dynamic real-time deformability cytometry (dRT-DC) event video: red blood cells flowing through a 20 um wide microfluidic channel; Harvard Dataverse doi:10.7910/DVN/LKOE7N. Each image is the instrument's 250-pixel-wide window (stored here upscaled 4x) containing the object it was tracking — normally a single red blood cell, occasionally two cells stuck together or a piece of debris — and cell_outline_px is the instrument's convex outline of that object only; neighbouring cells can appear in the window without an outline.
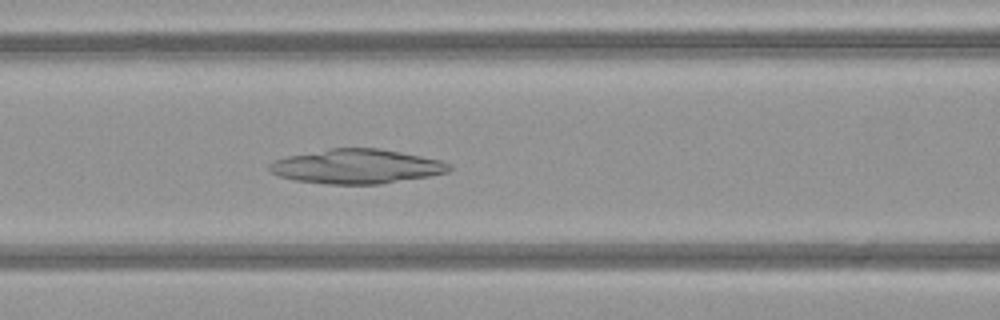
{"species": "common noctule bat (a hibernating species)", "species_latin": "Nyctalus noctula", "temperature_condition": "warm", "stored_images_in_passage": 46, "camera_frame_rate_fps": 3000, "um_per_image_px": 0.085, "animal": {"sex": "female", "body_mass_g": 21.9}, "frame": {"image": 1, "passage_image": 17, "time_ms": 5.333, "image_size_px": [1000, 320], "cell_outline_px": [[452, 168], [448, 172], [428, 176], [380, 184], [328, 184], [296, 180], [280, 176], [272, 172], [268, 168], [268, 164], [272, 160], [288, 156], [332, 148], [380, 148], [440, 160], [452, 164]], "centroid_in_image_um": [30.31, 14.14], "position_along_channel_um": 136.3, "area_um2": 35.84}}
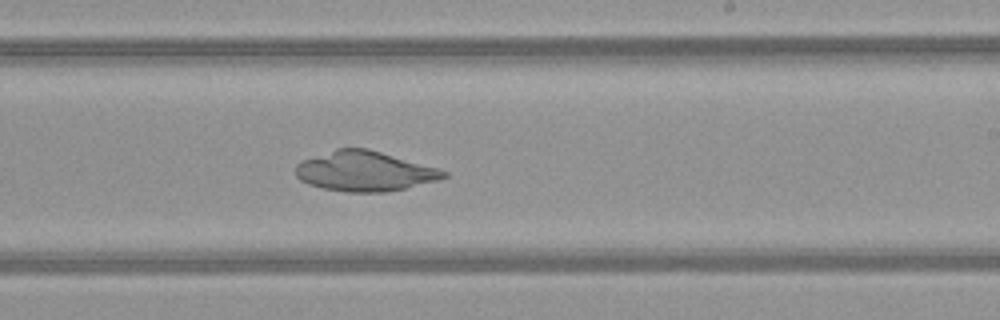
{"frame": {"image": 2, "passage_image": 26, "time_ms": 8.333, "image_size_px": [1000, 320], "cell_outline_px": [[448, 176], [436, 180], [404, 188], [384, 192], [348, 192], [324, 188], [308, 184], [300, 180], [296, 176], [296, 164], [300, 160], [336, 148], [368, 148], [436, 168], [448, 172]], "centroid_in_image_um": [30.93, 14.54], "position_along_channel_um": 258.1, "area_um2": 34.16}}
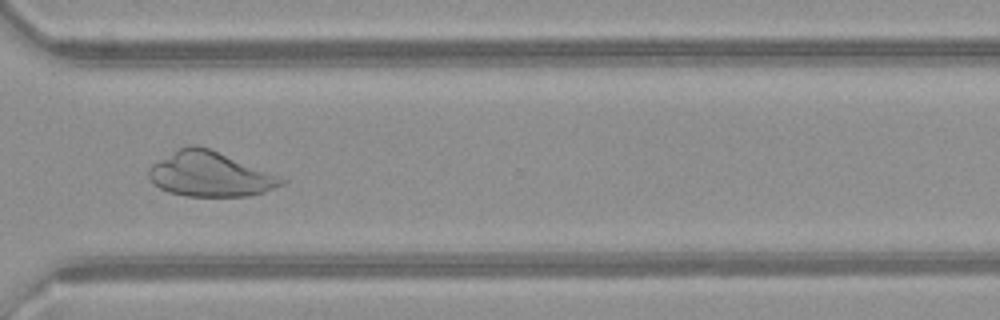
{"frame": {"image": 3, "passage_image": 33, "time_ms": 10.667, "image_size_px": [1000, 320], "cell_outline_px": [[288, 180], [284, 184], [264, 192], [248, 196], [188, 196], [168, 192], [160, 188], [148, 176], [148, 168], [152, 164], [180, 148], [188, 144], [196, 144], [208, 148]], "centroid_in_image_um": [17.83, 14.82], "position_along_channel_um": 352.8, "area_um2": 34.04}}